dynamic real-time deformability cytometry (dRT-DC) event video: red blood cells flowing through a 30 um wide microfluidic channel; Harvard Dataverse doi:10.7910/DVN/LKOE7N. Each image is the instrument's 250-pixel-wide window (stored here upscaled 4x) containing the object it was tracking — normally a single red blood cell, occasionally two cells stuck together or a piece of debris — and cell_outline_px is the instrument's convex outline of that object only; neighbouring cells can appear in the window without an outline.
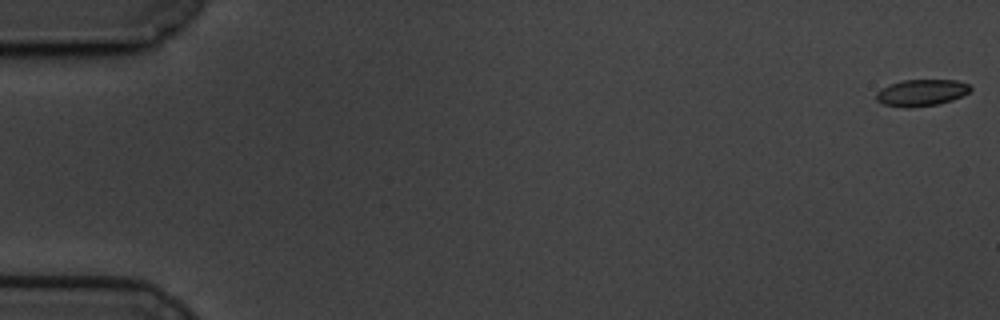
{"species": "common noctule bat (a hibernating species)", "species_latin": "Nyctalus noctula", "temperature_condition": "cold", "stored_images_in_passage": 61, "camera_frame_rate_fps": 3000, "um_per_image_px": 0.085, "animal": {"sex": "male", "body_mass_g": 19.5, "forearm_length_mm": 54.6}, "frame": {"image": 1, "passage_image": 1, "time_ms": 0.0, "image_size_px": [1000, 320], "cell_outline_px": [[972, 88], [968, 92], [952, 100], [940, 104], [908, 108], [904, 108], [884, 104], [876, 100], [876, 92], [892, 84], [904, 80], [956, 80], [968, 84]], "centroid_in_image_um": [78.33, 7.89], "position_along_channel_um": 6.7, "area_um2": 14.45}}
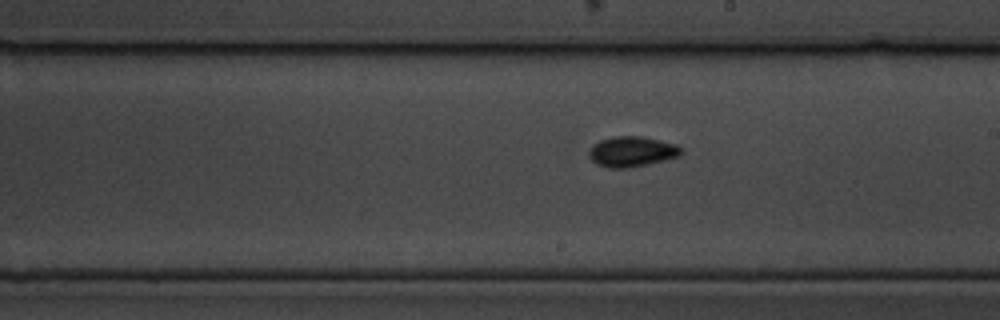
{"frame": {"image": 2, "passage_image": 35, "time_ms": 11.333, "image_size_px": [1000, 320], "cell_outline_px": [[684, 152], [680, 156], [648, 164], [628, 168], [608, 168], [596, 164], [588, 156], [588, 152], [600, 140], [612, 136], [644, 136], [676, 144], [684, 148]], "centroid_in_image_um": [53.75, 12.88], "position_along_channel_um": 235.2, "area_um2": 16.47}}
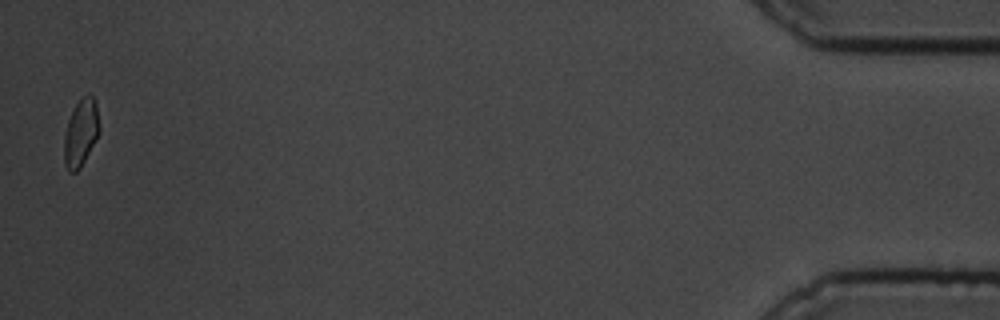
{"frame": {"image": 3, "passage_image": 60, "time_ms": 19.667, "image_size_px": [1000, 320], "cell_outline_px": [[100, 132], [80, 168], [76, 172], [68, 172], [64, 164], [64, 136], [68, 120], [80, 96], [88, 92], [92, 96], [96, 104], [100, 128]], "centroid_in_image_um": [6.87, 11.27], "position_along_channel_um": 428.3, "area_um2": 13.93}, "authors_computed_cell_mechanics": {"area_um2": 14.7968, "velocity_mm_per_s": 3.3648, "shape_relaxation_time_tau1_ms": 3.2193, "shape_relaxation_time_tau2_ms": null, "deformation_change_tau1": 0.0871, "deformation_change_tau2": null}}